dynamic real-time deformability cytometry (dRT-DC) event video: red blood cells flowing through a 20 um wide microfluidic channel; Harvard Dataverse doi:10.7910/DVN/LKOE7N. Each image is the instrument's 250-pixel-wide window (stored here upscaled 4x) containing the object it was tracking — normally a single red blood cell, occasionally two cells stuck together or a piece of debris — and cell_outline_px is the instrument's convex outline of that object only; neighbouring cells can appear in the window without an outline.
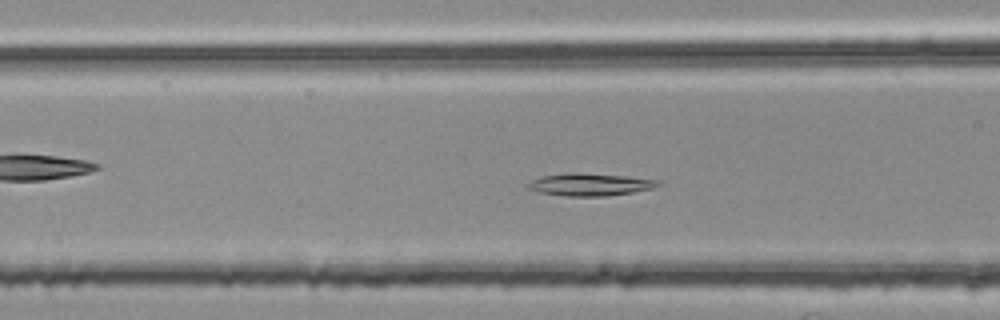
{"species": "common noctule bat (a hibernating species)", "species_latin": "Nyctalus noctula", "temperature_condition": "room temperature", "stored_images_in_passage": 50, "camera_frame_rate_fps": 3000, "um_per_image_px": 0.085, "animal": {"sex": "female", "body_mass_g": 25.1}, "frame": {"image": 1, "passage_image": 18, "time_ms": 5.667, "image_size_px": [1000, 320], "cell_outline_px": [[660, 184], [652, 188], [632, 192], [604, 196], [564, 196], [540, 192], [524, 188], [524, 184], [532, 180], [544, 176], [576, 172], [624, 176], [656, 180]], "centroid_in_image_um": [50.05, 15.69], "position_along_channel_um": 116.5, "area_um2": 16.76}}
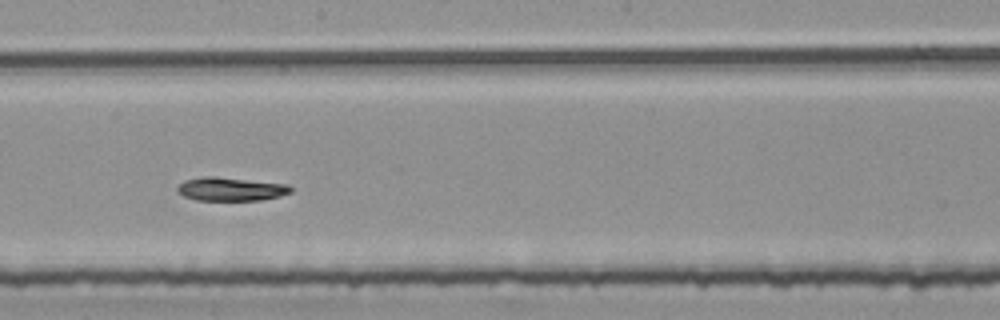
{"frame": {"image": 2, "passage_image": 27, "time_ms": 8.667, "image_size_px": [1000, 320], "cell_outline_px": [[292, 192], [280, 196], [260, 200], [196, 200], [184, 196], [176, 192], [176, 188], [184, 180], [208, 176], [212, 176], [288, 184], [292, 188]], "centroid_in_image_um": [19.61, 16.07], "position_along_channel_um": 228.6, "area_um2": 15.49}}
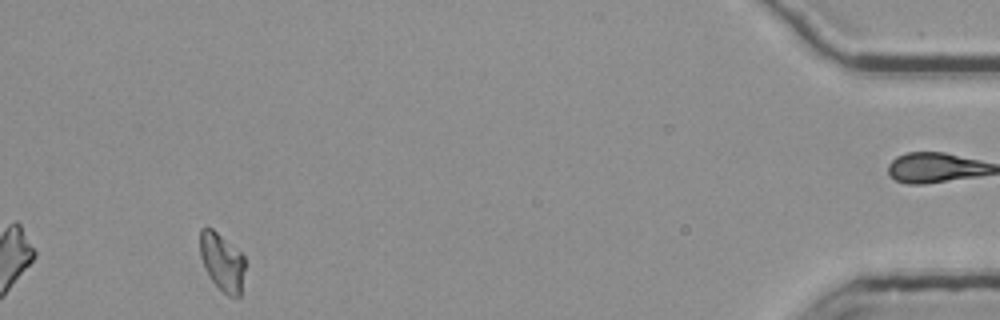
{"frame": {"image": 3, "passage_image": 48, "time_ms": 15.667, "image_size_px": [1000, 320], "cell_outline_px": [[244, 268], [240, 296], [228, 296], [212, 280], [204, 268], [200, 256], [200, 228], [212, 228], [240, 252], [244, 256]], "centroid_in_image_um": [18.86, 22.25], "position_along_channel_um": 416.3, "area_um2": 14.85}, "authors_computed_cell_mechanics": {"area_um2": 15.895, "velocity_mm_per_s": 3.7417, "shape_relaxation_time_tau1_ms": 6.4867, "shape_relaxation_time_tau2_ms": null, "deformation_change_tau1": 0.1853, "deformation_change_tau2": null}}